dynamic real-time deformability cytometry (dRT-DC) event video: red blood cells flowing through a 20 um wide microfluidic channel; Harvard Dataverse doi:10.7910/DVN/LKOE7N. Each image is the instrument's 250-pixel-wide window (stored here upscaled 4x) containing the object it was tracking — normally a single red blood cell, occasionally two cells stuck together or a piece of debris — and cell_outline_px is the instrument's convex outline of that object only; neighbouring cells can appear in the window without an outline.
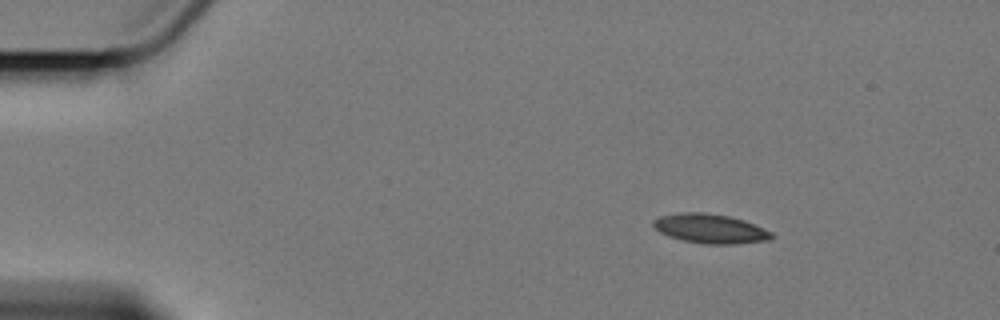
{"species": "Egyptian fruit bat (a non-hibernating species)", "species_latin": "Rousettus aegyptiacus", "temperature_condition": "cold", "stored_images_in_passage": 4, "camera_frame_rate_fps": 3000, "um_per_image_px": 0.085, "animal": {"sex": "female"}, "frame": {"image": 1, "passage_image": 1, "time_ms": 0.0, "image_size_px": [1000, 320], "cell_outline_px": [[776, 236], [772, 240], [736, 244], [700, 244], [668, 236], [660, 232], [652, 224], [652, 220], [660, 216], [680, 212], [704, 212], [728, 216], [744, 220], [772, 232]], "centroid_in_image_um": [60.39, 19.44], "position_along_channel_um": 24.6, "area_um2": 20.4}}
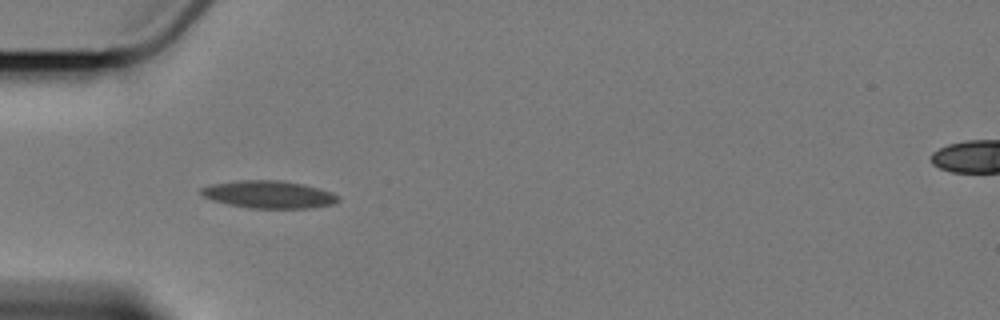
{"frame": {"image": 2, "passage_image": 4, "time_ms": 3.333, "image_size_px": [1000, 320], "cell_outline_px": [[340, 200], [336, 204], [308, 208], [248, 208], [228, 204], [212, 200], [204, 196], [200, 192], [200, 188], [212, 184], [236, 180], [284, 180], [304, 184], [320, 188], [332, 192], [340, 196]], "centroid_in_image_um": [22.89, 16.52], "position_along_channel_um": 62.1, "area_um2": 22.25}}